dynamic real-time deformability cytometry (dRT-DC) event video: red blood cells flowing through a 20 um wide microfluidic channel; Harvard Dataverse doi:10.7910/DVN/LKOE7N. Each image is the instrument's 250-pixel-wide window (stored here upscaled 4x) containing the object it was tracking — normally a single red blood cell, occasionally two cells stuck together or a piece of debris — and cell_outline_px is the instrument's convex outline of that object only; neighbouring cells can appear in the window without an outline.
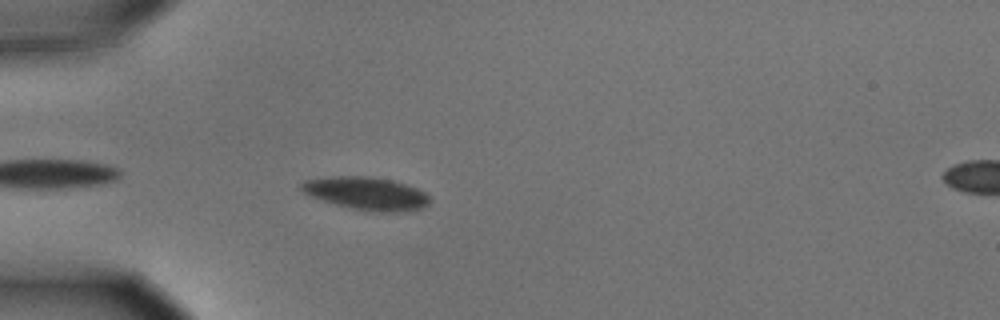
{"species": "common noctule bat (a hibernating species)", "species_latin": "Nyctalus noctula", "temperature_condition": "cold", "stored_images_in_passage": 29, "camera_frame_rate_fps": 3000, "um_per_image_px": 0.085, "animal": {"sex": "male", "body_mass_g": 15.6}, "frame": {"image": 1, "passage_image": 3, "time_ms": 0.667, "image_size_px": [1000, 320], "cell_outline_px": [[428, 204], [420, 208], [404, 212], [376, 212], [352, 208], [336, 204], [312, 196], [304, 192], [300, 188], [300, 184], [304, 180], [336, 176], [368, 176], [392, 180], [416, 188], [424, 192], [428, 196]], "centroid_in_image_um": [31.14, 16.44], "position_along_channel_um": 53.9, "area_um2": 24.22}}
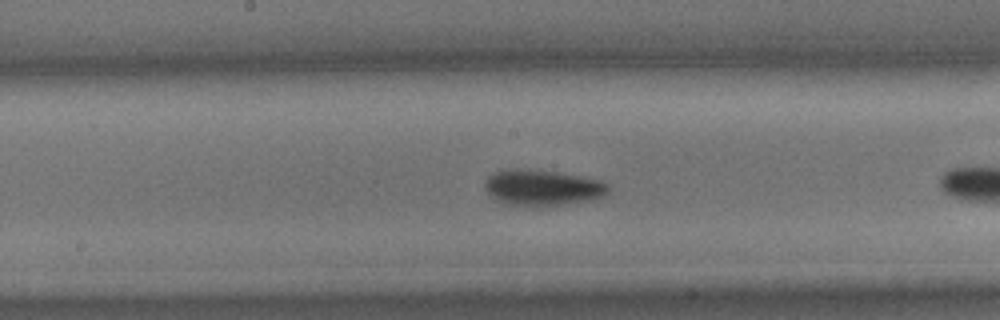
{"frame": {"image": 2, "passage_image": 13, "time_ms": 4.0, "image_size_px": [1000, 320], "cell_outline_px": [[608, 192], [604, 196], [592, 200], [540, 208], [508, 204], [496, 200], [484, 188], [484, 180], [492, 172], [512, 168], [556, 172], [584, 176], [600, 180], [608, 184]], "centroid_in_image_um": [46.1, 15.97], "position_along_channel_um": 202.1, "area_um2": 26.3}}
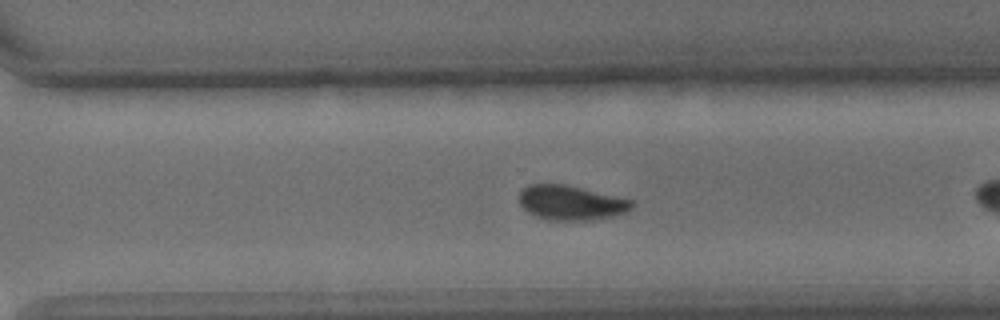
{"frame": {"image": 3, "passage_image": 23, "time_ms": 7.333, "image_size_px": [1000, 320], "cell_outline_px": [[636, 204], [628, 212], [616, 216], [584, 220], [548, 220], [536, 216], [528, 212], [520, 204], [520, 192], [528, 184], [564, 184], [632, 200]], "centroid_in_image_um": [48.56, 17.24], "position_along_channel_um": 322.0, "area_um2": 22.6}, "authors_computed_cell_mechanics": {"area_um2": 24.6228, "velocity_mm_per_s": 3.6078, "shape_relaxation_time_tau1_ms": 3.0916, "shape_relaxation_time_tau2_ms": null, "deformation_change_tau1": 0.0839, "deformation_change_tau2": null}}